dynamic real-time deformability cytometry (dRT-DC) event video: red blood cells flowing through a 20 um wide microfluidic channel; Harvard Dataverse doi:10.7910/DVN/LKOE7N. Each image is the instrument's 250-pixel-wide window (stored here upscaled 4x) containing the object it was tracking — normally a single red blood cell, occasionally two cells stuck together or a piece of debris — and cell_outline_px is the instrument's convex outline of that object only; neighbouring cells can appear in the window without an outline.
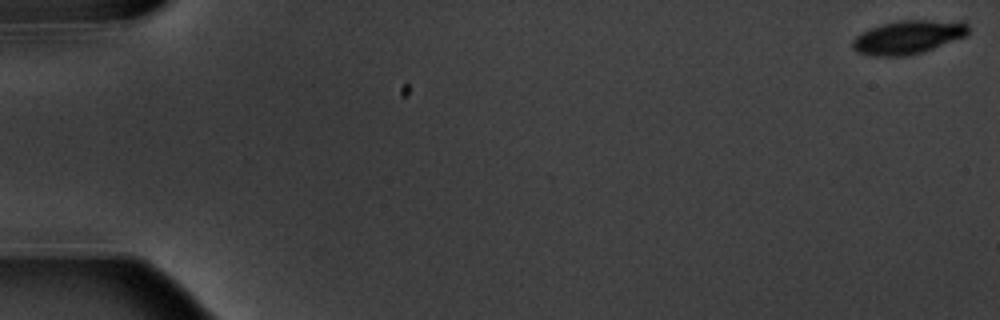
{"species": "common noctule bat (a hibernating species)", "species_latin": "Nyctalus noctula", "temperature_condition": "warm", "stored_images_in_passage": 3, "camera_frame_rate_fps": 3000, "um_per_image_px": 0.085, "animal": {"sex": "male", "body_mass_g": 20.1, "forearm_length_mm": 53.5}, "frame": {"image": 1, "passage_image": 1, "time_ms": 0.0, "image_size_px": [1000, 320], "cell_outline_px": [[968, 32], [964, 36], [932, 48], [920, 52], [904, 56], [872, 56], [856, 52], [852, 48], [852, 40], [856, 36], [880, 24], [904, 20], [964, 20], [968, 24]], "centroid_in_image_um": [77.18, 3.14], "position_along_channel_um": 7.8, "area_um2": 22.48}}